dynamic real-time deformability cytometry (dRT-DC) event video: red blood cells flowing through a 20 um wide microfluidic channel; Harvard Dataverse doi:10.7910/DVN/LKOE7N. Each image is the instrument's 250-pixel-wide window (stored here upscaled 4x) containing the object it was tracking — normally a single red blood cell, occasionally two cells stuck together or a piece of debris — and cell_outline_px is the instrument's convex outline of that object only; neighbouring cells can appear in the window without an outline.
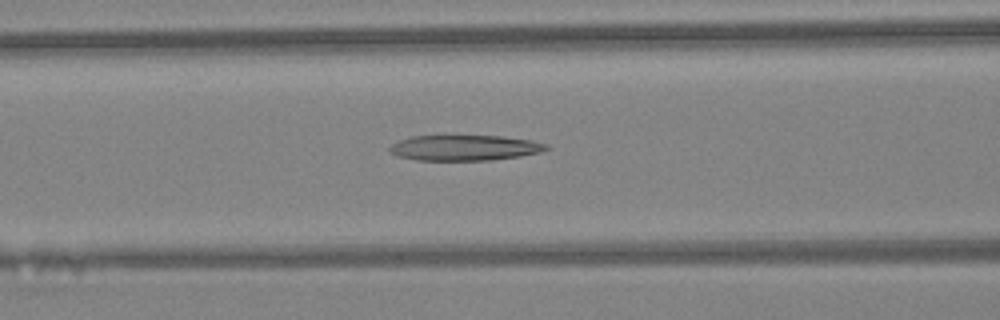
{"species": "Egyptian fruit bat (a non-hibernating species)", "species_latin": "Rousettus aegyptiacus", "temperature_condition": "warm", "stored_images_in_passage": 28, "camera_frame_rate_fps": 3000, "um_per_image_px": 0.085, "animal": {"sex": "female"}, "frame": {"image": 1, "passage_image": 10, "time_ms": 3.0, "image_size_px": [1000, 320], "cell_outline_px": [[552, 148], [540, 152], [520, 156], [492, 160], [416, 160], [396, 156], [388, 148], [392, 144], [400, 140], [412, 136], [500, 136], [532, 140], [548, 144]], "centroid_in_image_um": [39.53, 12.56], "position_along_channel_um": 127.1, "area_um2": 23.29}}
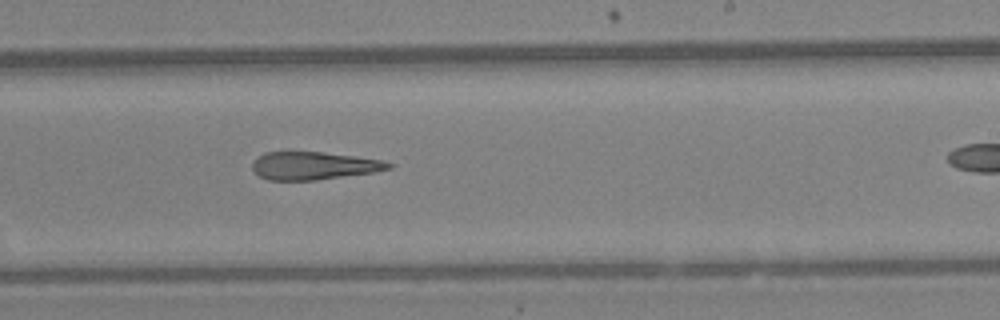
{"frame": {"image": 2, "passage_image": 19, "time_ms": 6.0, "image_size_px": [1000, 320], "cell_outline_px": [[392, 168], [372, 172], [316, 180], [268, 180], [260, 176], [252, 168], [252, 164], [264, 152], [320, 152], [352, 156], [380, 160], [392, 164]], "centroid_in_image_um": [26.64, 14.09], "position_along_channel_um": 262.4, "area_um2": 21.62}}
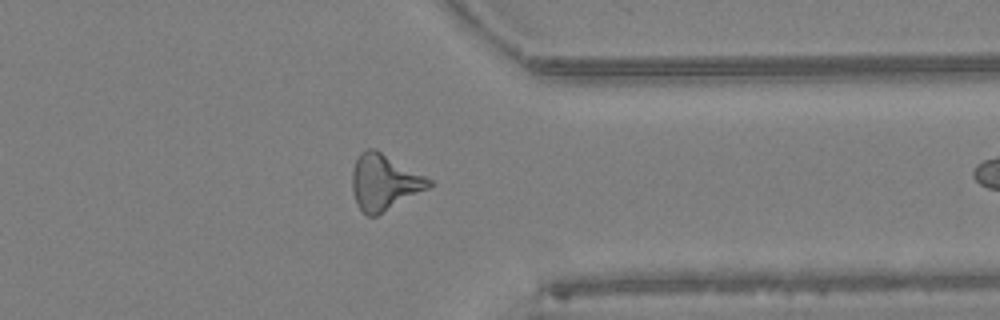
{"frame": {"image": 3, "passage_image": 27, "time_ms": 8.667, "image_size_px": [1000, 320], "cell_outline_px": [[436, 184], [376, 216], [368, 216], [360, 208], [356, 200], [352, 188], [352, 172], [356, 160], [360, 152], [364, 148], [376, 148], [432, 180]], "centroid_in_image_um": [32.67, 15.46], "position_along_channel_um": 378.7, "area_um2": 24.85}}